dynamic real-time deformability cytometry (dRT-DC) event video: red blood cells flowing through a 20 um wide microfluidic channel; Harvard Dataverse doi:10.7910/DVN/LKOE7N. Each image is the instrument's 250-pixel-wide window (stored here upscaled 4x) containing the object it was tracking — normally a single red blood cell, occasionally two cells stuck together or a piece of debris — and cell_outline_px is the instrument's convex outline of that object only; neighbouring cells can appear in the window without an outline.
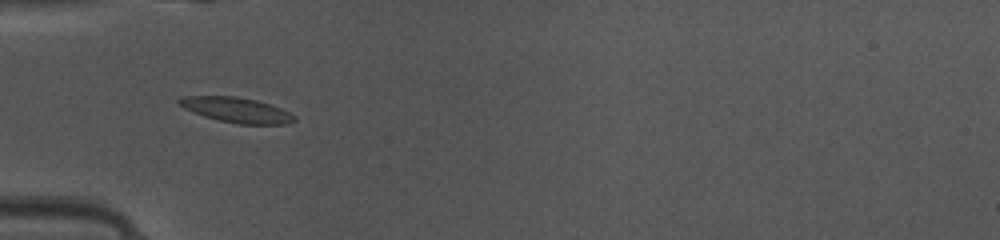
{"species": "common noctule bat (a hibernating species)", "species_latin": "Nyctalus noctula", "temperature_condition": "warm", "stored_images_in_passage": 36, "camera_frame_rate_fps": 3000, "um_per_image_px": 0.085, "animal": {"sex": "female", "body_mass_g": 10.0, "forearm_length_mm": 53.1}, "frame": {"image": 1, "passage_image": 3, "time_ms": 0.667, "image_size_px": [1000, 240], "cell_outline_px": [[296, 120], [288, 124], [236, 124], [204, 116], [184, 108], [176, 104], [176, 100], [184, 96], [236, 96], [256, 100], [280, 108], [296, 116]], "centroid_in_image_um": [20.08, 9.34], "position_along_channel_um": 64.9, "area_um2": 16.82}}
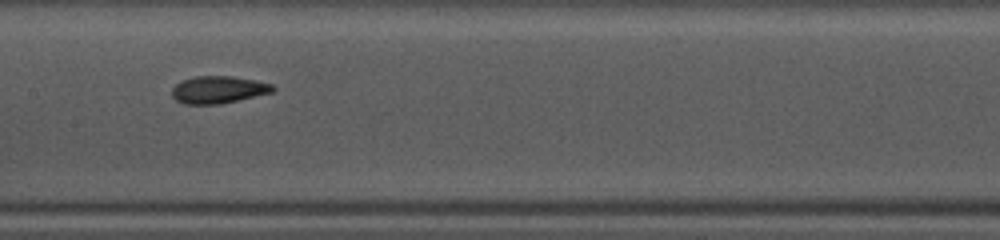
{"frame": {"image": 2, "passage_image": 12, "time_ms": 3.667, "image_size_px": [1000, 240], "cell_outline_px": [[276, 88], [272, 92], [220, 104], [184, 104], [176, 100], [172, 96], [172, 88], [180, 80], [196, 76], [232, 76], [256, 80], [272, 84]], "centroid_in_image_um": [18.54, 7.61], "position_along_channel_um": 188.9, "area_um2": 16.07}}
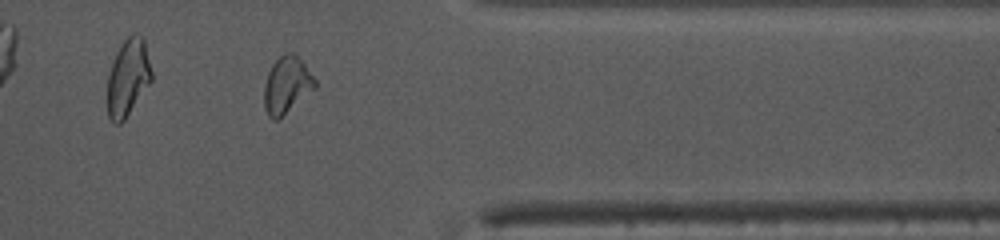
{"frame": {"image": 3, "passage_image": 27, "time_ms": 8.667, "image_size_px": [1000, 240], "cell_outline_px": [[316, 88], [276, 120], [272, 120], [268, 116], [264, 108], [264, 84], [268, 72], [272, 64], [284, 52], [292, 52], [304, 64], [316, 80]], "centroid_in_image_um": [24.35, 7.22], "position_along_channel_um": 387.0, "area_um2": 16.65}, "authors_computed_cell_mechanics": {"area_um2": 16.0684, "velocity_mm_per_s": 4.1423, "shape_relaxation_time_tau1_ms": 10.9647, "shape_relaxation_time_tau2_ms": 2.2878, "deformation_change_tau1": 0.2727, "deformation_change_tau2": 0.0953}}